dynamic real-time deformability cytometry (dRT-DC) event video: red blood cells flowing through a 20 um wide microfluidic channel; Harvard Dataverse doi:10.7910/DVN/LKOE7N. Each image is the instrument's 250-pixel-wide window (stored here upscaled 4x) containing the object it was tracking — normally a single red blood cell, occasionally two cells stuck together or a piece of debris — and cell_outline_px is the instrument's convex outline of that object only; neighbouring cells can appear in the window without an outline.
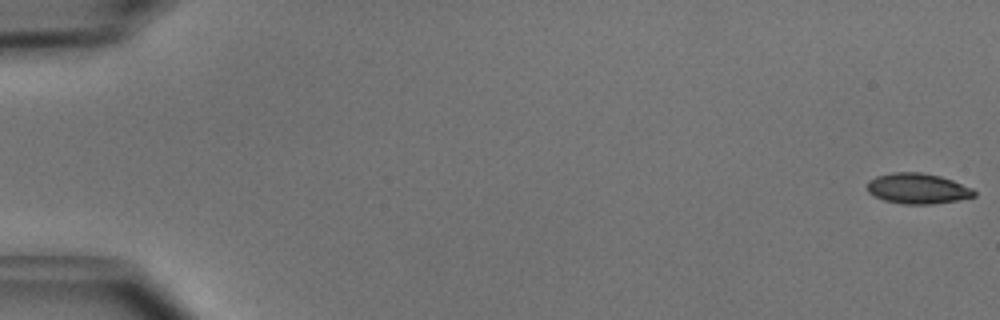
{"species": "common noctule bat (a hibernating species)", "species_latin": "Nyctalus noctula", "temperature_condition": "cold", "stored_images_in_passage": 51, "camera_frame_rate_fps": 3000, "um_per_image_px": 0.085, "animal": {"sex": "male", "body_mass_g": 15.6}, "frame": {"image": 1, "passage_image": 1, "time_ms": 0.0, "image_size_px": [1000, 320], "cell_outline_px": [[976, 196], [956, 200], [932, 204], [904, 204], [884, 200], [868, 192], [868, 180], [876, 176], [892, 172], [920, 172], [940, 176], [952, 180], [972, 188], [976, 192]], "centroid_in_image_um": [78.0, 16.02], "position_along_channel_um": 7.0, "area_um2": 18.9}}
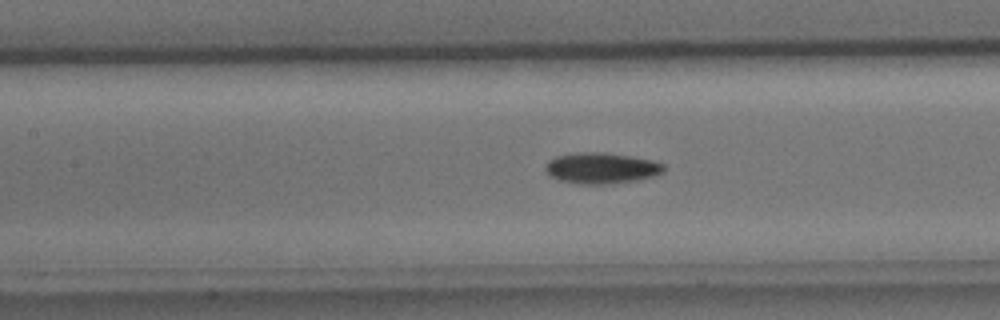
{"frame": {"image": 2, "passage_image": 24, "time_ms": 7.667, "image_size_px": [1000, 320], "cell_outline_px": [[664, 172], [640, 180], [604, 184], [580, 184], [560, 180], [552, 176], [544, 168], [548, 160], [556, 156], [576, 152], [604, 152], [652, 160], [664, 164]], "centroid_in_image_um": [51.11, 14.28], "position_along_channel_um": 156.3, "area_um2": 21.27}}
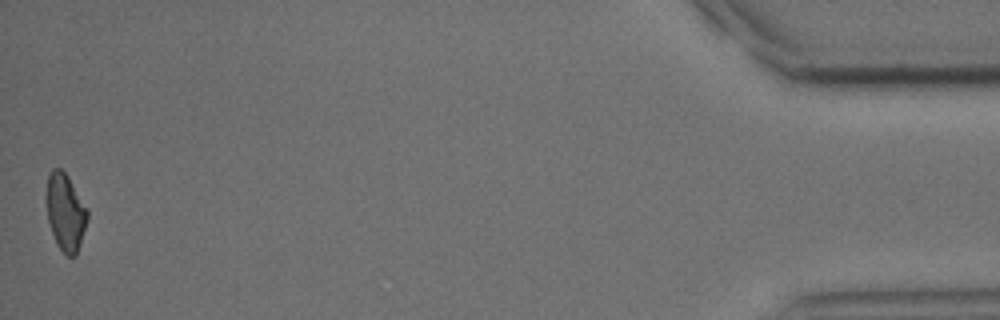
{"frame": {"image": 3, "passage_image": 51, "time_ms": 16.667, "image_size_px": [1000, 320], "cell_outline_px": [[88, 220], [76, 256], [68, 256], [56, 244], [48, 220], [44, 196], [48, 176], [52, 168], [60, 168], [68, 176], [88, 208]], "centroid_in_image_um": [5.55, 18.0], "position_along_channel_um": 429.7, "area_um2": 18.79}, "authors_computed_cell_mechanics": {"area_um2": 19.652, "velocity_mm_per_s": 3.993, "shape_relaxation_time_tau1_ms": 3.49, "shape_relaxation_time_tau2_ms": null, "deformation_change_tau1": 0.1048, "deformation_change_tau2": null}}